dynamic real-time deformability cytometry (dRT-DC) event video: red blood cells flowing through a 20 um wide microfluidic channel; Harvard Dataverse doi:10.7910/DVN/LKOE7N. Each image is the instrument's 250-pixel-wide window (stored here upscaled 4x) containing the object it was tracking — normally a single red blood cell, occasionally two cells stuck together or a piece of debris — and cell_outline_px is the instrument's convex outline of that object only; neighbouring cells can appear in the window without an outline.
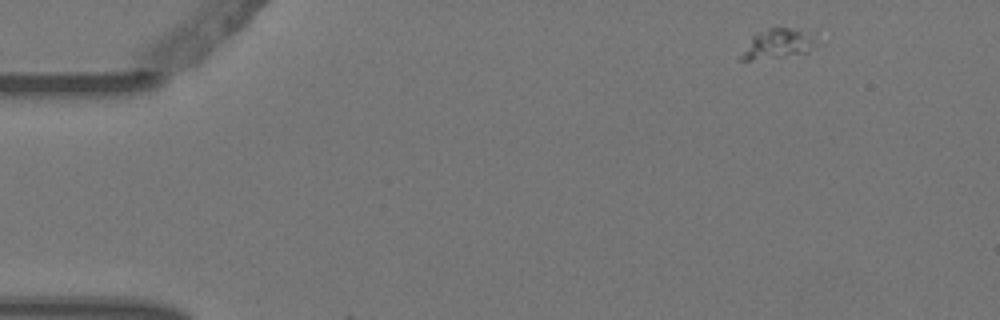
{"species": "Egyptian fruit bat (a non-hibernating species)", "species_latin": "Rousettus aegyptiacus", "temperature_condition": "warm", "stored_images_in_passage": 4, "camera_frame_rate_fps": 3000, "um_per_image_px": 0.085, "animal": {"sex": "female"}, "frame": {"image": 1, "passage_image": 1, "time_ms": 0.0, "image_size_px": [1000, 320], "cell_outline_px": [[824, 44], [808, 52], [784, 56], [748, 60], [740, 60], [740, 56], [752, 36], [756, 32], [768, 28], [788, 28], [816, 32]], "centroid_in_image_um": [66.31, 3.69], "position_along_channel_um": 18.7, "area_um2": 13.58}}
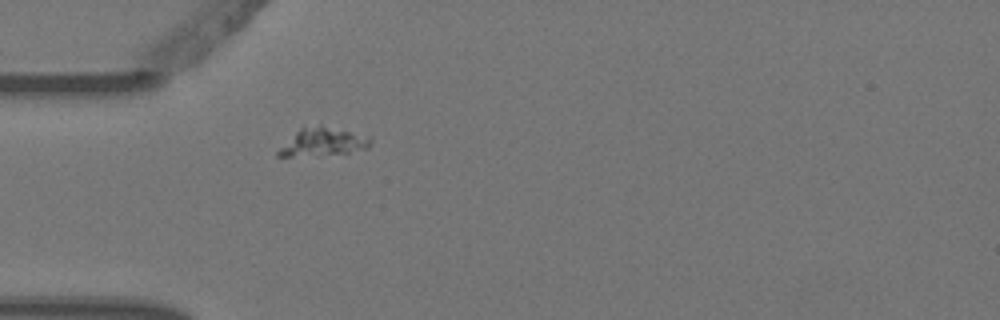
{"frame": {"image": 2, "passage_image": 4, "time_ms": 1.0, "image_size_px": [1000, 320], "cell_outline_px": [[372, 140], [368, 148], [348, 152], [292, 156], [276, 156], [276, 152], [300, 128], [324, 128], [372, 136]], "centroid_in_image_um": [27.47, 12.11], "position_along_channel_um": 57.5, "area_um2": 13.93}}